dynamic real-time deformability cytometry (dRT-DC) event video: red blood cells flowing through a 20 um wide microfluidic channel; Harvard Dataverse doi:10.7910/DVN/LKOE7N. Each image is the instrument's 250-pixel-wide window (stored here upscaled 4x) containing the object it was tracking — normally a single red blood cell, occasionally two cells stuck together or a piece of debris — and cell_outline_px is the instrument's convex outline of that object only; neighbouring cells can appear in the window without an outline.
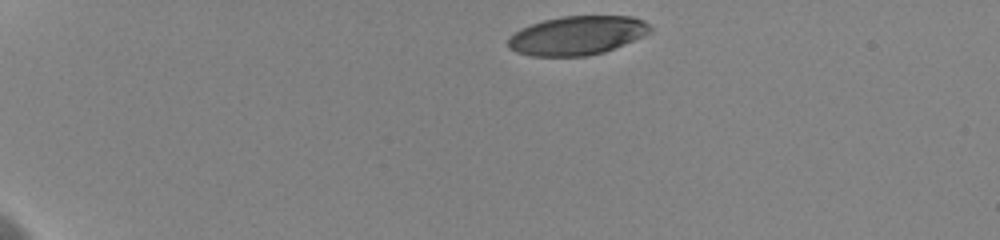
{"species": "human", "species_latin": "Homo sapiens", "temperature_condition": "cold", "stored_images_in_passage": 28, "camera_frame_rate_fps": 3000, "um_per_image_px": 0.085, "donor": {"sex": "female"}, "frame": {"image": 1, "passage_image": 1, "time_ms": 0.0, "image_size_px": [1000, 240], "cell_outline_px": [[652, 28], [648, 32], [632, 40], [604, 52], [584, 56], [532, 56], [516, 52], [508, 48], [508, 40], [520, 28], [544, 20], [560, 16], [632, 16], [644, 20]], "centroid_in_image_um": [49.02, 3.01], "position_along_channel_um": 36.0, "area_um2": 31.85}}
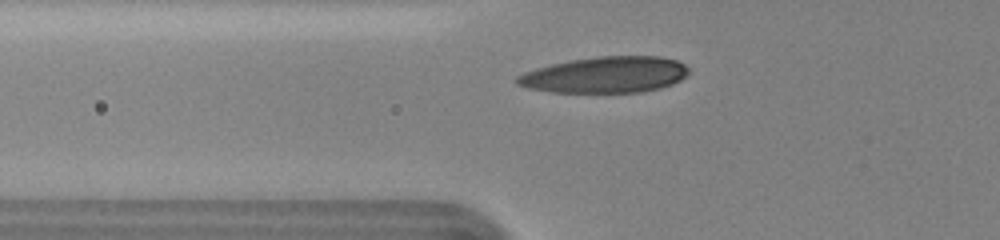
{"frame": {"image": 2, "passage_image": 12, "time_ms": 3.333, "image_size_px": [1000, 240], "cell_outline_px": [[688, 72], [680, 80], [672, 84], [660, 88], [640, 92], [552, 92], [528, 88], [516, 84], [516, 76], [524, 72], [536, 68], [552, 64], [572, 60], [596, 56], [660, 56], [676, 60], [684, 64], [688, 68]], "centroid_in_image_um": [51.44, 6.35], "position_along_channel_um": 74.4, "area_um2": 36.07}}
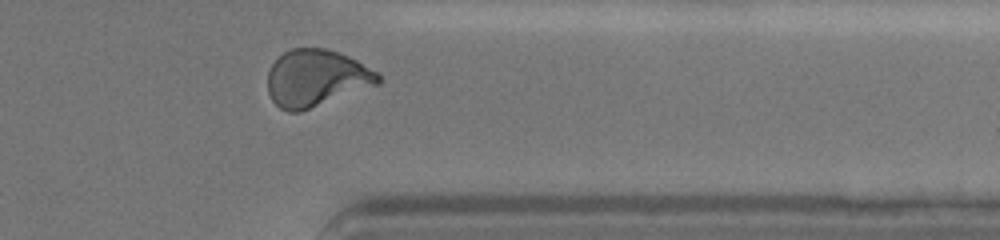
{"frame": {"image": 3, "passage_image": 28, "time_ms": 12.0, "image_size_px": [1000, 240], "cell_outline_px": [[380, 84], [300, 112], [288, 112], [280, 108], [272, 100], [268, 92], [268, 72], [272, 64], [284, 52], [292, 48], [324, 48], [340, 52], [356, 60], [376, 72], [380, 76]], "centroid_in_image_um": [26.87, 6.65], "position_along_channel_um": 384.5, "area_um2": 36.59}, "authors_computed_cell_mechanics": {"area_um2": 35.2291, "velocity_mm_per_s": 3.6361, "shape_relaxation_time_tau1_ms": 4.0413, "shape_relaxation_time_tau2_ms": 1.7062, "deformation_change_tau1": 0.1731, "deformation_change_tau2": 0.0692}}